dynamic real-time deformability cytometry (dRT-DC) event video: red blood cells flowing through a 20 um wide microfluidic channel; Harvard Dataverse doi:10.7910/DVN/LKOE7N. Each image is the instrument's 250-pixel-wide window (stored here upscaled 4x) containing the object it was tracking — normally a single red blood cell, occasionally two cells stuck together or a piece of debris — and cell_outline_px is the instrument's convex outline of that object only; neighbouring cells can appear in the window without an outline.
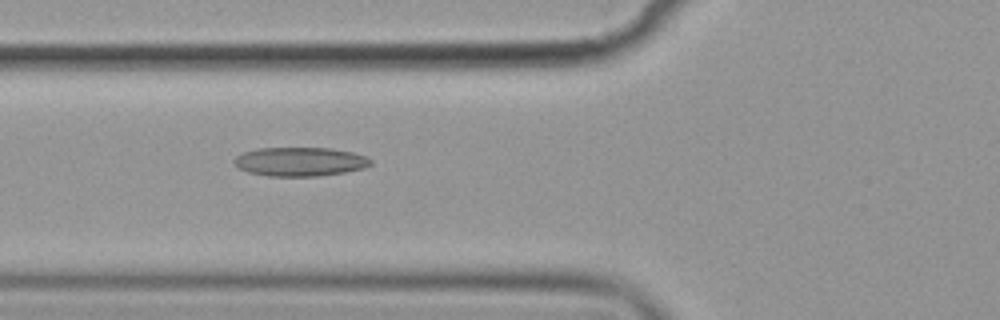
{"species": "common noctule bat (a hibernating species)", "species_latin": "Nyctalus noctula", "temperature_condition": "cold", "stored_images_in_passage": 41, "camera_frame_rate_fps": 3000, "um_per_image_px": 0.085, "animal": {"sex": "female", "body_mass_g": 19.9}, "frame": {"image": 1, "passage_image": 5, "time_ms": 1.333, "image_size_px": [1000, 320], "cell_outline_px": [[372, 164], [364, 168], [344, 172], [316, 176], [268, 176], [248, 172], [240, 168], [232, 160], [236, 156], [244, 152], [256, 148], [332, 148], [352, 152], [368, 156], [372, 160]], "centroid_in_image_um": [25.52, 13.73], "position_along_channel_um": 100.3, "area_um2": 23.06}}
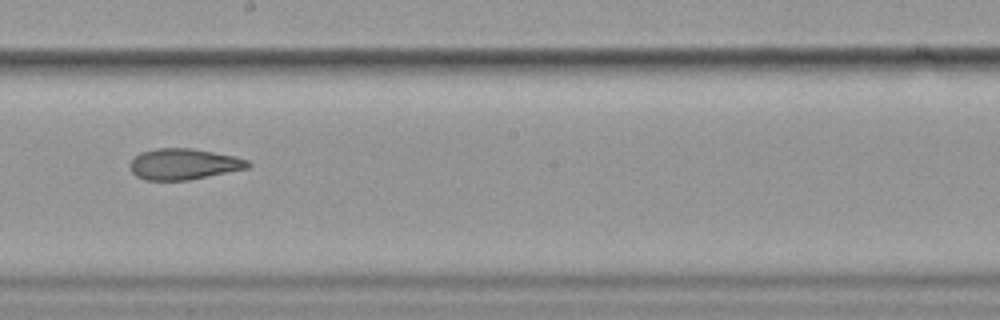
{"frame": {"image": 2, "passage_image": 16, "time_ms": 5.0, "image_size_px": [1000, 320], "cell_outline_px": [[252, 164], [248, 168], [188, 180], [144, 180], [136, 176], [132, 172], [128, 164], [140, 152], [156, 148], [192, 148], [232, 156], [248, 160]], "centroid_in_image_um": [15.58, 13.95], "position_along_channel_um": 232.6, "area_um2": 21.21}}
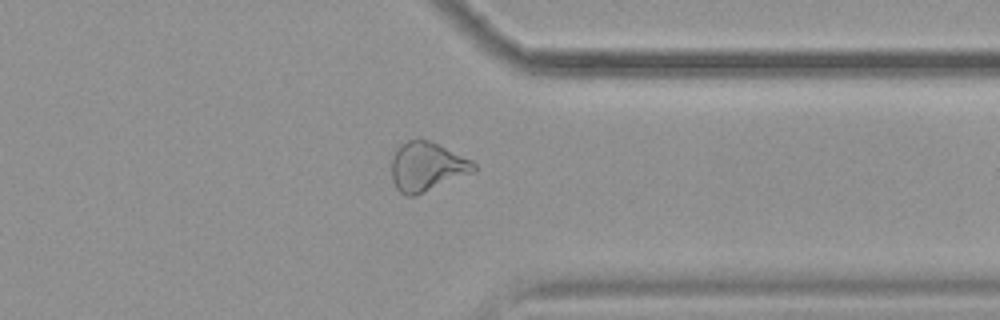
{"frame": {"image": 3, "passage_image": 28, "time_ms": 9.0, "image_size_px": [1000, 320], "cell_outline_px": [[476, 172], [416, 196], [404, 196], [396, 188], [392, 180], [392, 156], [396, 148], [400, 144], [408, 140], [428, 140], [472, 160], [476, 164]], "centroid_in_image_um": [36.29, 14.19], "position_along_channel_um": 375.1, "area_um2": 23.76}, "authors_computed_cell_mechanics": {"area_um2": 22.3108, "velocity_mm_per_s": 3.6066, "shape_relaxation_time_tau1_ms": null, "shape_relaxation_time_tau2_ms": 3.1813, "deformation_change_tau1": null, "deformation_change_tau2": 0.1167}}